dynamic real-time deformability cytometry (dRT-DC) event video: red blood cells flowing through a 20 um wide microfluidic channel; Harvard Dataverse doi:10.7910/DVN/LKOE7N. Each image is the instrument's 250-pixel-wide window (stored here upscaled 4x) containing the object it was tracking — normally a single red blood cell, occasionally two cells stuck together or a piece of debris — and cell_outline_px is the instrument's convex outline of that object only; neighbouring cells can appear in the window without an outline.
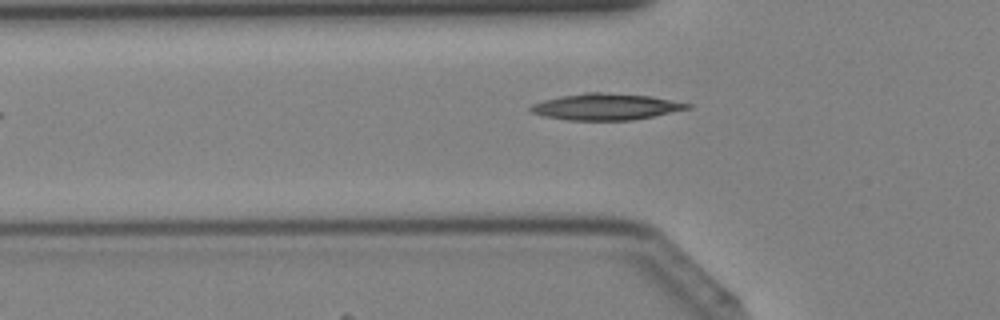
{"species": "Egyptian fruit bat (a non-hibernating species)", "species_latin": "Rousettus aegyptiacus", "temperature_condition": "cold", "stored_images_in_passage": 26, "camera_frame_rate_fps": 3000, "um_per_image_px": 0.085, "animal": {"sex": "female"}, "frame": {"image": 1, "passage_image": 3, "time_ms": 0.667, "image_size_px": [1000, 320], "cell_outline_px": [[692, 108], [632, 120], [568, 120], [544, 116], [532, 112], [528, 108], [532, 104], [544, 100], [560, 96], [588, 92], [600, 92], [648, 96], [692, 104]], "centroid_in_image_um": [51.48, 9.07], "position_along_channel_um": 74.3, "area_um2": 23.81}}
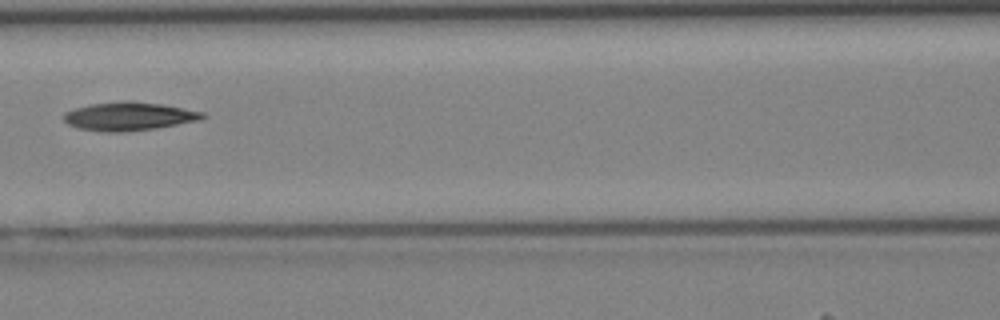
{"frame": {"image": 2, "passage_image": 8, "time_ms": 2.333, "image_size_px": [1000, 320], "cell_outline_px": [[208, 116], [200, 120], [156, 128], [124, 132], [104, 132], [76, 128], [68, 124], [64, 120], [64, 112], [76, 108], [92, 104], [124, 100], [132, 100], [160, 104], [204, 112]], "centroid_in_image_um": [10.96, 9.89], "position_along_channel_um": 155.6, "area_um2": 23.06}}
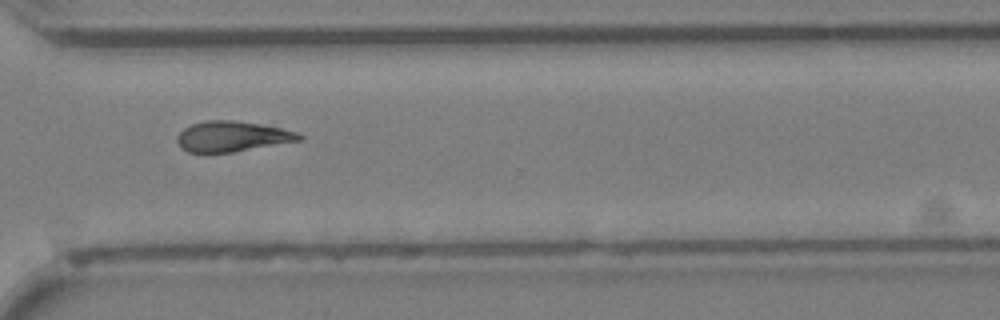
{"frame": {"image": 3, "passage_image": 20, "time_ms": 6.333, "image_size_px": [1000, 320], "cell_outline_px": [[304, 140], [232, 152], [188, 152], [180, 148], [176, 140], [176, 136], [184, 128], [192, 124], [204, 120], [232, 120], [264, 124], [296, 132], [304, 136]], "centroid_in_image_um": [19.74, 11.59], "position_along_channel_um": 350.9, "area_um2": 21.79}}